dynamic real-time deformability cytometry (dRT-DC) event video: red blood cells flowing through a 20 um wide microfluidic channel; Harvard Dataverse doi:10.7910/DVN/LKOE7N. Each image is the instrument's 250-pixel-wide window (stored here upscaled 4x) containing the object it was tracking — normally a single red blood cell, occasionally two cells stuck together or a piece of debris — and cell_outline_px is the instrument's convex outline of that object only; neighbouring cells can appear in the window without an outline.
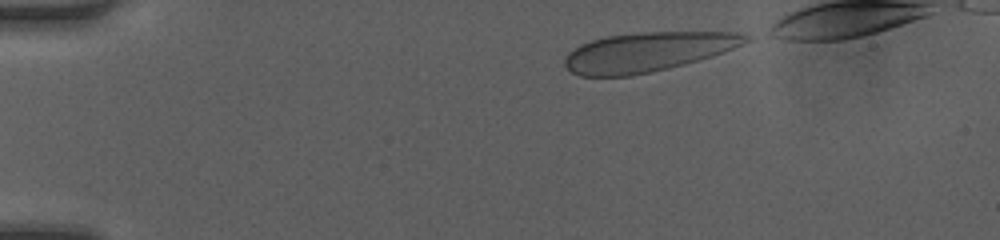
{"species": "human", "species_latin": "Homo sapiens", "temperature_condition": "room temperature", "stored_images_in_passage": 35, "camera_frame_rate_fps": 3000, "um_per_image_px": 0.085, "donor": {"sex": "female"}, "frame": {"image": 1, "passage_image": 1, "time_ms": 0.0, "image_size_px": [1000, 240], "cell_outline_px": [[752, 40], [724, 52], [712, 56], [684, 64], [668, 68], [632, 76], [580, 76], [572, 72], [564, 64], [564, 60], [568, 52], [580, 44], [592, 40], [608, 36], [640, 32], [740, 32], [748, 36]], "centroid_in_image_um": [55.05, 4.41], "position_along_channel_um": 30.0, "area_um2": 41.38}}
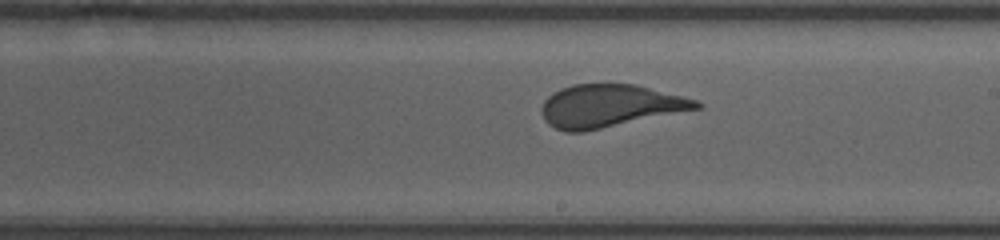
{"frame": {"image": 2, "passage_image": 21, "time_ms": 6.667, "image_size_px": [1000, 240], "cell_outline_px": [[704, 108], [584, 132], [564, 132], [548, 124], [544, 120], [544, 100], [548, 96], [560, 88], [572, 84], [636, 84], [696, 100], [704, 104]], "centroid_in_image_um": [51.87, 9.01], "position_along_channel_um": 237.1, "area_um2": 38.55}}
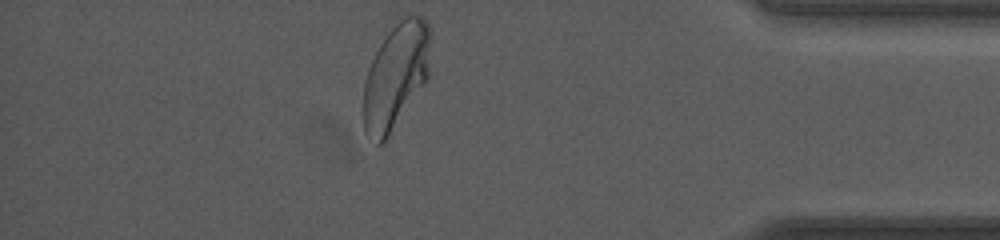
{"frame": {"image": 3, "passage_image": 35, "time_ms": 11.333, "image_size_px": [1000, 240], "cell_outline_px": [[432, 36], [428, 80], [388, 136], [380, 144], [376, 144], [364, 132], [364, 80], [368, 68], [380, 44], [396, 16], [424, 16], [428, 24]], "centroid_in_image_um": [33.68, 6.38], "position_along_channel_um": 401.5, "area_um2": 41.96}, "authors_computed_cell_mechanics": {"area_um2": 39.6508, "velocity_mm_per_s": 4.2058, "shape_relaxation_time_tau1_ms": 7.1504, "shape_relaxation_time_tau2_ms": null, "deformation_change_tau1": 0.2157, "deformation_change_tau2": null}}